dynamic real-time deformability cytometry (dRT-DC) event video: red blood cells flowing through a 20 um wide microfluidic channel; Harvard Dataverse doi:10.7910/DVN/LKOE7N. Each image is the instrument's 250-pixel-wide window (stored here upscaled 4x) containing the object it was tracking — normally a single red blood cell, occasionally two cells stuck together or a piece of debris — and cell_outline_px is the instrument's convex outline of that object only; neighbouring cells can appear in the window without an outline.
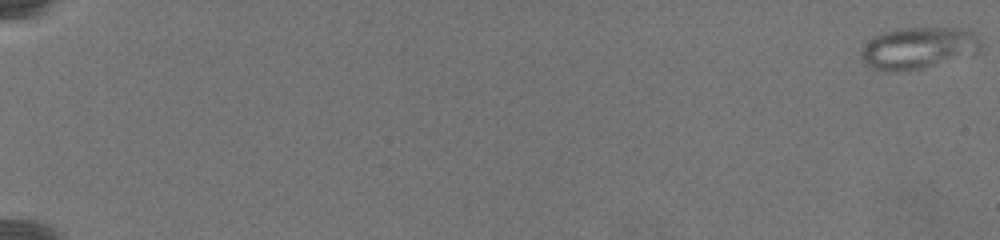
{"species": "common noctule bat (a hibernating species)", "species_latin": "Nyctalus noctula", "temperature_condition": "warm", "stored_images_in_passage": 53, "camera_frame_rate_fps": 3000, "um_per_image_px": 0.085, "animal": {"sex": "female", "body_mass_g": 19.5, "forearm_length_mm": 54.1}, "frame": {"image": 1, "passage_image": 1, "time_ms": 0.0, "image_size_px": [1000, 240], "cell_outline_px": [[984, 44], [980, 52], [920, 68], [892, 72], [880, 72], [864, 64], [860, 56], [860, 48], [864, 44], [876, 36], [884, 32], [896, 28], [968, 28], [976, 32], [980, 36]], "centroid_in_image_um": [78.08, 4.07], "position_along_channel_um": 6.9, "area_um2": 29.59}}
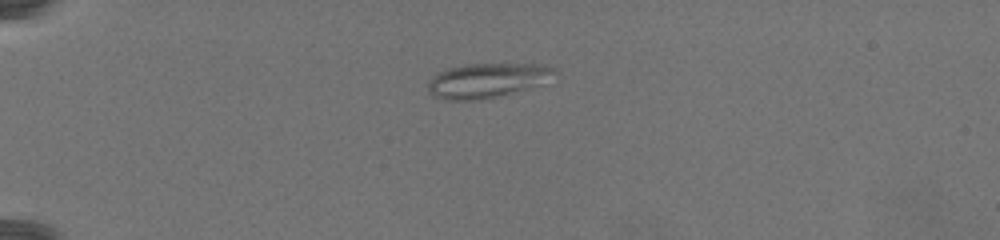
{"frame": {"image": 2, "passage_image": 38, "time_ms": 7.667, "image_size_px": [1000, 240], "cell_outline_px": [[556, 72], [536, 84], [524, 88], [492, 96], [472, 100], [448, 100], [436, 96], [428, 92], [428, 84], [432, 76], [448, 68], [468, 64], [544, 64], [556, 68]], "centroid_in_image_um": [41.31, 6.8], "position_along_channel_um": 43.7, "area_um2": 24.39}}